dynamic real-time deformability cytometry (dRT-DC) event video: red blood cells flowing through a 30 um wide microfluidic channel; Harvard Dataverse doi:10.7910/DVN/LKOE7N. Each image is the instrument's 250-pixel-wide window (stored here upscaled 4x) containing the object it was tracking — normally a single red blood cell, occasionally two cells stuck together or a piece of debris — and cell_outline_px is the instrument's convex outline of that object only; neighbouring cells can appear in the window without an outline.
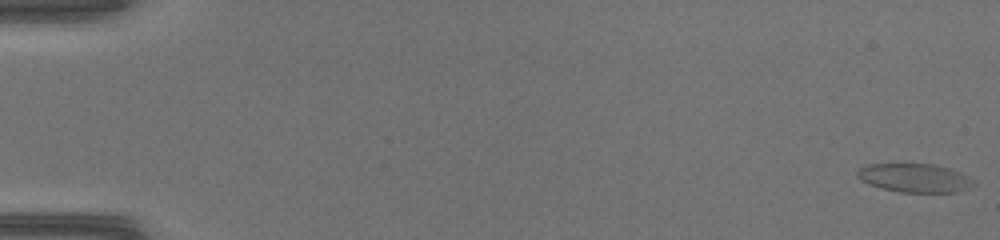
{"species": "common noctule bat (a hibernating species)", "species_latin": "Nyctalus noctula", "temperature_condition": "warm", "stored_images_in_passage": 48, "camera_frame_rate_fps": 3000, "um_per_image_px": 0.085, "animal": {"sex": "female", "body_mass_g": 17.0, "forearm_length_mm": 48.0}, "frame": {"image": 1, "passage_image": 1, "time_ms": 0.0, "image_size_px": [1000, 240], "cell_outline_px": [[976, 184], [972, 188], [956, 192], [900, 192], [868, 184], [860, 180], [856, 176], [856, 172], [860, 168], [868, 164], [936, 164], [960, 172], [968, 176]], "centroid_in_image_um": [77.76, 15.12], "position_along_channel_um": 7.2, "area_um2": 19.48}}
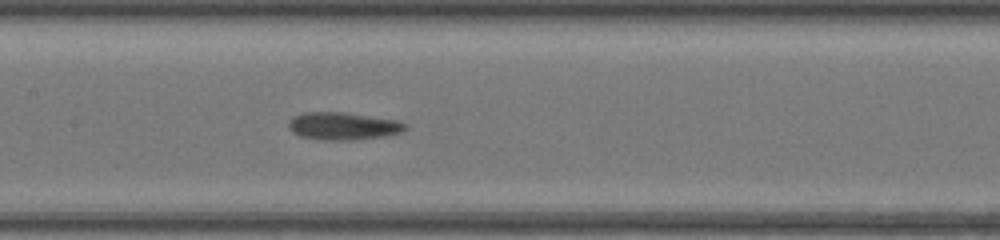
{"frame": {"image": 2, "passage_image": 25, "time_ms": 8.0, "image_size_px": [1000, 240], "cell_outline_px": [[408, 128], [400, 132], [384, 136], [356, 140], [324, 140], [300, 136], [292, 132], [288, 128], [288, 120], [292, 116], [304, 112], [344, 112], [400, 120], [408, 124]], "centroid_in_image_um": [29.17, 10.71], "position_along_channel_um": 178.2, "area_um2": 19.07}}
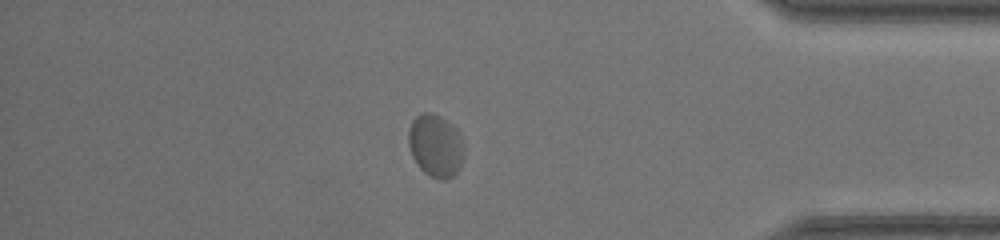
{"frame": {"image": 3, "passage_image": 42, "time_ms": 13.667, "image_size_px": [1000, 240], "cell_outline_px": [[464, 156], [460, 168], [448, 180], [440, 180], [428, 176], [416, 164], [412, 156], [408, 144], [408, 128], [412, 120], [420, 112], [432, 112], [440, 116], [456, 128], [460, 132], [464, 144]], "centroid_in_image_um": [37.03, 12.38], "position_along_channel_um": 398.2, "area_um2": 20.87}}